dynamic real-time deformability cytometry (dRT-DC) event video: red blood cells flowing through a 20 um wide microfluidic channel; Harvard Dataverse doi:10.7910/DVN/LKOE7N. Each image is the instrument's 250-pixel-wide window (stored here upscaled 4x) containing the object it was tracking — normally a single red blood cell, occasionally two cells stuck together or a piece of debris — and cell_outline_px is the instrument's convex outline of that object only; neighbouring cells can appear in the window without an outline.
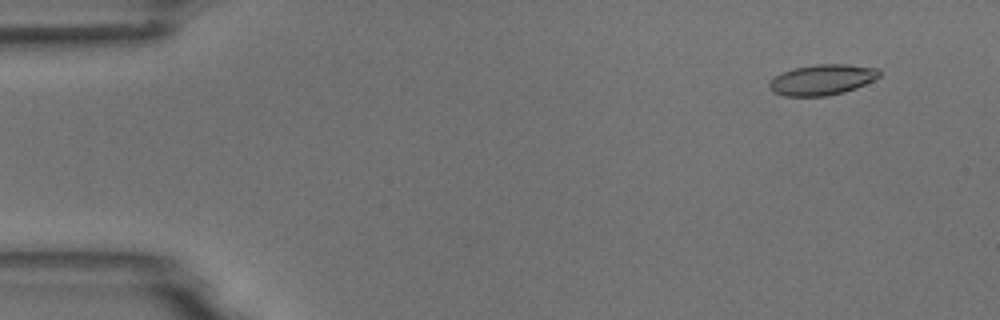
{"species": "common noctule bat (a hibernating species)", "species_latin": "Nyctalus noctula", "temperature_condition": "room temperature", "stored_images_in_passage": 5, "camera_frame_rate_fps": 3000, "um_per_image_px": 0.085, "animal": {"sex": "male", "body_mass_g": 18.8}, "frame": {"image": 1, "passage_image": 2, "time_ms": 1.0, "image_size_px": [1000, 320], "cell_outline_px": [[880, 76], [856, 88], [844, 92], [828, 96], [784, 96], [772, 92], [768, 88], [768, 84], [780, 72], [792, 68], [816, 64], [848, 64], [876, 68], [880, 72]], "centroid_in_image_um": [69.84, 6.78], "position_along_channel_um": 15.2, "area_um2": 19.71}}
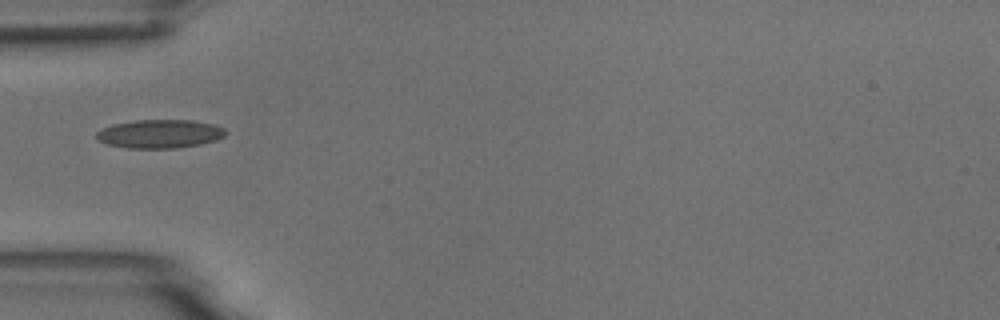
{"frame": {"image": 2, "passage_image": 5, "time_ms": 5.333, "image_size_px": [1000, 320], "cell_outline_px": [[228, 132], [224, 136], [216, 140], [200, 144], [176, 148], [128, 148], [108, 144], [96, 140], [96, 132], [100, 128], [112, 124], [136, 120], [192, 120], [216, 124], [224, 128]], "centroid_in_image_um": [13.58, 11.37], "position_along_channel_um": 71.4, "area_um2": 21.73}}